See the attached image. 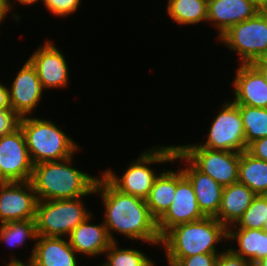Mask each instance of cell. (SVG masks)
Wrapping results in <instances>:
<instances>
[{"label":"cell","mask_w":267,"mask_h":266,"mask_svg":"<svg viewBox=\"0 0 267 266\" xmlns=\"http://www.w3.org/2000/svg\"><path fill=\"white\" fill-rule=\"evenodd\" d=\"M94 191L103 203L104 215L101 219L112 242L119 241L114 236L118 234L129 241L160 247L157 220L151 215L144 199L120 192L102 175L98 176Z\"/></svg>","instance_id":"cell-1"},{"label":"cell","mask_w":267,"mask_h":266,"mask_svg":"<svg viewBox=\"0 0 267 266\" xmlns=\"http://www.w3.org/2000/svg\"><path fill=\"white\" fill-rule=\"evenodd\" d=\"M74 158L75 155L34 165L30 182L38 201L95 196L97 175L75 168Z\"/></svg>","instance_id":"cell-2"},{"label":"cell","mask_w":267,"mask_h":266,"mask_svg":"<svg viewBox=\"0 0 267 266\" xmlns=\"http://www.w3.org/2000/svg\"><path fill=\"white\" fill-rule=\"evenodd\" d=\"M227 246V228L215 217L178 224L162 237L160 248L164 250L166 264L174 266L181 258L205 253H222L217 246Z\"/></svg>","instance_id":"cell-3"},{"label":"cell","mask_w":267,"mask_h":266,"mask_svg":"<svg viewBox=\"0 0 267 266\" xmlns=\"http://www.w3.org/2000/svg\"><path fill=\"white\" fill-rule=\"evenodd\" d=\"M176 148V145L165 144H157L151 148H145L139 156L137 155V158L128 163L122 175H117L111 167L103 169L99 175H102L120 192L145 200L149 195L154 180L161 172L160 170L158 173L156 166H153L173 163Z\"/></svg>","instance_id":"cell-4"},{"label":"cell","mask_w":267,"mask_h":266,"mask_svg":"<svg viewBox=\"0 0 267 266\" xmlns=\"http://www.w3.org/2000/svg\"><path fill=\"white\" fill-rule=\"evenodd\" d=\"M32 163L59 161L81 152V146L51 119L21 117L20 125ZM81 150V151H80Z\"/></svg>","instance_id":"cell-5"},{"label":"cell","mask_w":267,"mask_h":266,"mask_svg":"<svg viewBox=\"0 0 267 266\" xmlns=\"http://www.w3.org/2000/svg\"><path fill=\"white\" fill-rule=\"evenodd\" d=\"M85 199L86 196L38 201L35 216L37 235L67 238L78 224L93 214Z\"/></svg>","instance_id":"cell-6"},{"label":"cell","mask_w":267,"mask_h":266,"mask_svg":"<svg viewBox=\"0 0 267 266\" xmlns=\"http://www.w3.org/2000/svg\"><path fill=\"white\" fill-rule=\"evenodd\" d=\"M217 41L239 57L238 64L266 59V15L260 10L254 17L231 26Z\"/></svg>","instance_id":"cell-7"},{"label":"cell","mask_w":267,"mask_h":266,"mask_svg":"<svg viewBox=\"0 0 267 266\" xmlns=\"http://www.w3.org/2000/svg\"><path fill=\"white\" fill-rule=\"evenodd\" d=\"M217 114L212 118L204 141L197 142L201 147L213 150L244 152L247 150L242 116L231 99L222 101ZM202 142V143H201Z\"/></svg>","instance_id":"cell-8"},{"label":"cell","mask_w":267,"mask_h":266,"mask_svg":"<svg viewBox=\"0 0 267 266\" xmlns=\"http://www.w3.org/2000/svg\"><path fill=\"white\" fill-rule=\"evenodd\" d=\"M176 147L199 171L223 187L238 182L240 152L204 148L197 141L178 144Z\"/></svg>","instance_id":"cell-9"},{"label":"cell","mask_w":267,"mask_h":266,"mask_svg":"<svg viewBox=\"0 0 267 266\" xmlns=\"http://www.w3.org/2000/svg\"><path fill=\"white\" fill-rule=\"evenodd\" d=\"M33 167L20 127L0 137V182H28Z\"/></svg>","instance_id":"cell-10"},{"label":"cell","mask_w":267,"mask_h":266,"mask_svg":"<svg viewBox=\"0 0 267 266\" xmlns=\"http://www.w3.org/2000/svg\"><path fill=\"white\" fill-rule=\"evenodd\" d=\"M39 45L27 60L35 68L43 87L46 91L67 88L71 72L69 73V62L63 55V50L60 51L51 39H46Z\"/></svg>","instance_id":"cell-11"},{"label":"cell","mask_w":267,"mask_h":266,"mask_svg":"<svg viewBox=\"0 0 267 266\" xmlns=\"http://www.w3.org/2000/svg\"><path fill=\"white\" fill-rule=\"evenodd\" d=\"M206 217L197 203L194 188L181 168L176 169V191L172 204L157 220V229L162 237L170 228L197 221Z\"/></svg>","instance_id":"cell-12"},{"label":"cell","mask_w":267,"mask_h":266,"mask_svg":"<svg viewBox=\"0 0 267 266\" xmlns=\"http://www.w3.org/2000/svg\"><path fill=\"white\" fill-rule=\"evenodd\" d=\"M13 78V82L8 86L11 109L20 117L36 115V108L44 100L43 96L47 91L40 82L35 68L25 60Z\"/></svg>","instance_id":"cell-13"},{"label":"cell","mask_w":267,"mask_h":266,"mask_svg":"<svg viewBox=\"0 0 267 266\" xmlns=\"http://www.w3.org/2000/svg\"><path fill=\"white\" fill-rule=\"evenodd\" d=\"M38 199L28 182H0V224L33 220Z\"/></svg>","instance_id":"cell-14"},{"label":"cell","mask_w":267,"mask_h":266,"mask_svg":"<svg viewBox=\"0 0 267 266\" xmlns=\"http://www.w3.org/2000/svg\"><path fill=\"white\" fill-rule=\"evenodd\" d=\"M180 162L183 174L191 182L197 203L206 217H215L219 211L223 186L209 175L199 171L177 148L173 156V163ZM182 161V162H181ZM184 162V163H183ZM184 164V168L182 165Z\"/></svg>","instance_id":"cell-15"},{"label":"cell","mask_w":267,"mask_h":266,"mask_svg":"<svg viewBox=\"0 0 267 266\" xmlns=\"http://www.w3.org/2000/svg\"><path fill=\"white\" fill-rule=\"evenodd\" d=\"M261 7L253 0H208L207 22L218 40L231 26L254 17Z\"/></svg>","instance_id":"cell-16"},{"label":"cell","mask_w":267,"mask_h":266,"mask_svg":"<svg viewBox=\"0 0 267 266\" xmlns=\"http://www.w3.org/2000/svg\"><path fill=\"white\" fill-rule=\"evenodd\" d=\"M231 82L233 102L258 108H267V83L251 64H238Z\"/></svg>","instance_id":"cell-17"},{"label":"cell","mask_w":267,"mask_h":266,"mask_svg":"<svg viewBox=\"0 0 267 266\" xmlns=\"http://www.w3.org/2000/svg\"><path fill=\"white\" fill-rule=\"evenodd\" d=\"M97 218L94 213L85 221L78 224L67 237L70 246L81 257L86 258L103 257L105 251L112 243L105 224L101 221L98 224L93 223V219ZM93 223V224H92Z\"/></svg>","instance_id":"cell-18"},{"label":"cell","mask_w":267,"mask_h":266,"mask_svg":"<svg viewBox=\"0 0 267 266\" xmlns=\"http://www.w3.org/2000/svg\"><path fill=\"white\" fill-rule=\"evenodd\" d=\"M26 261L34 266H80L79 255L68 238L37 236Z\"/></svg>","instance_id":"cell-19"},{"label":"cell","mask_w":267,"mask_h":266,"mask_svg":"<svg viewBox=\"0 0 267 266\" xmlns=\"http://www.w3.org/2000/svg\"><path fill=\"white\" fill-rule=\"evenodd\" d=\"M227 243L234 255L250 261L252 265L267 256V231L264 229H227Z\"/></svg>","instance_id":"cell-20"},{"label":"cell","mask_w":267,"mask_h":266,"mask_svg":"<svg viewBox=\"0 0 267 266\" xmlns=\"http://www.w3.org/2000/svg\"><path fill=\"white\" fill-rule=\"evenodd\" d=\"M256 194L245 184L236 182L225 186L215 218L226 228L235 225L248 209Z\"/></svg>","instance_id":"cell-21"},{"label":"cell","mask_w":267,"mask_h":266,"mask_svg":"<svg viewBox=\"0 0 267 266\" xmlns=\"http://www.w3.org/2000/svg\"><path fill=\"white\" fill-rule=\"evenodd\" d=\"M176 191V168L160 172L145 199L151 215L158 220L172 204Z\"/></svg>","instance_id":"cell-22"},{"label":"cell","mask_w":267,"mask_h":266,"mask_svg":"<svg viewBox=\"0 0 267 266\" xmlns=\"http://www.w3.org/2000/svg\"><path fill=\"white\" fill-rule=\"evenodd\" d=\"M238 182L245 184L256 195H267V162L247 150L241 152Z\"/></svg>","instance_id":"cell-23"},{"label":"cell","mask_w":267,"mask_h":266,"mask_svg":"<svg viewBox=\"0 0 267 266\" xmlns=\"http://www.w3.org/2000/svg\"><path fill=\"white\" fill-rule=\"evenodd\" d=\"M208 0H168L167 16L176 25L189 26L207 23Z\"/></svg>","instance_id":"cell-24"},{"label":"cell","mask_w":267,"mask_h":266,"mask_svg":"<svg viewBox=\"0 0 267 266\" xmlns=\"http://www.w3.org/2000/svg\"><path fill=\"white\" fill-rule=\"evenodd\" d=\"M103 256L105 260L100 261L99 266H157L156 261H153L143 249L127 246L122 248L118 241L112 242Z\"/></svg>","instance_id":"cell-25"},{"label":"cell","mask_w":267,"mask_h":266,"mask_svg":"<svg viewBox=\"0 0 267 266\" xmlns=\"http://www.w3.org/2000/svg\"><path fill=\"white\" fill-rule=\"evenodd\" d=\"M37 236L35 219L0 224V244H6L4 248L7 246L10 250L26 247L28 240L35 243Z\"/></svg>","instance_id":"cell-26"},{"label":"cell","mask_w":267,"mask_h":266,"mask_svg":"<svg viewBox=\"0 0 267 266\" xmlns=\"http://www.w3.org/2000/svg\"><path fill=\"white\" fill-rule=\"evenodd\" d=\"M242 116L246 146L267 137V108L237 105Z\"/></svg>","instance_id":"cell-27"},{"label":"cell","mask_w":267,"mask_h":266,"mask_svg":"<svg viewBox=\"0 0 267 266\" xmlns=\"http://www.w3.org/2000/svg\"><path fill=\"white\" fill-rule=\"evenodd\" d=\"M267 219V195H256L235 225L227 229H264Z\"/></svg>","instance_id":"cell-28"},{"label":"cell","mask_w":267,"mask_h":266,"mask_svg":"<svg viewBox=\"0 0 267 266\" xmlns=\"http://www.w3.org/2000/svg\"><path fill=\"white\" fill-rule=\"evenodd\" d=\"M82 0H43L42 5L55 17L64 19L76 13Z\"/></svg>","instance_id":"cell-29"},{"label":"cell","mask_w":267,"mask_h":266,"mask_svg":"<svg viewBox=\"0 0 267 266\" xmlns=\"http://www.w3.org/2000/svg\"><path fill=\"white\" fill-rule=\"evenodd\" d=\"M21 117L12 109L0 110V137L19 128Z\"/></svg>","instance_id":"cell-30"},{"label":"cell","mask_w":267,"mask_h":266,"mask_svg":"<svg viewBox=\"0 0 267 266\" xmlns=\"http://www.w3.org/2000/svg\"><path fill=\"white\" fill-rule=\"evenodd\" d=\"M220 253L197 254L181 258L174 266H216Z\"/></svg>","instance_id":"cell-31"},{"label":"cell","mask_w":267,"mask_h":266,"mask_svg":"<svg viewBox=\"0 0 267 266\" xmlns=\"http://www.w3.org/2000/svg\"><path fill=\"white\" fill-rule=\"evenodd\" d=\"M216 266H253L250 261L234 255L228 247L218 255Z\"/></svg>","instance_id":"cell-32"},{"label":"cell","mask_w":267,"mask_h":266,"mask_svg":"<svg viewBox=\"0 0 267 266\" xmlns=\"http://www.w3.org/2000/svg\"><path fill=\"white\" fill-rule=\"evenodd\" d=\"M247 151L254 157L267 162V137L252 142Z\"/></svg>","instance_id":"cell-33"},{"label":"cell","mask_w":267,"mask_h":266,"mask_svg":"<svg viewBox=\"0 0 267 266\" xmlns=\"http://www.w3.org/2000/svg\"><path fill=\"white\" fill-rule=\"evenodd\" d=\"M43 0H6V5H7V10L8 12L11 14L12 16V19L16 20L15 22L18 24V22H20L21 20V15L20 13L18 12L17 14L16 13H13L12 10H16L13 6L17 4L21 5V6H34L35 4L38 5L39 3L42 4ZM13 13H11V12Z\"/></svg>","instance_id":"cell-34"},{"label":"cell","mask_w":267,"mask_h":266,"mask_svg":"<svg viewBox=\"0 0 267 266\" xmlns=\"http://www.w3.org/2000/svg\"><path fill=\"white\" fill-rule=\"evenodd\" d=\"M8 86L0 80V110L11 109Z\"/></svg>","instance_id":"cell-35"},{"label":"cell","mask_w":267,"mask_h":266,"mask_svg":"<svg viewBox=\"0 0 267 266\" xmlns=\"http://www.w3.org/2000/svg\"><path fill=\"white\" fill-rule=\"evenodd\" d=\"M251 65L262 75L263 79L267 83V58L256 60Z\"/></svg>","instance_id":"cell-36"},{"label":"cell","mask_w":267,"mask_h":266,"mask_svg":"<svg viewBox=\"0 0 267 266\" xmlns=\"http://www.w3.org/2000/svg\"><path fill=\"white\" fill-rule=\"evenodd\" d=\"M6 262V264L4 263L5 266H34L30 261H22V259L20 260L19 257L17 258L15 256V254H11L9 257V261L7 260Z\"/></svg>","instance_id":"cell-37"},{"label":"cell","mask_w":267,"mask_h":266,"mask_svg":"<svg viewBox=\"0 0 267 266\" xmlns=\"http://www.w3.org/2000/svg\"><path fill=\"white\" fill-rule=\"evenodd\" d=\"M10 15L7 10L6 0H0V26L4 22V19H6Z\"/></svg>","instance_id":"cell-38"},{"label":"cell","mask_w":267,"mask_h":266,"mask_svg":"<svg viewBox=\"0 0 267 266\" xmlns=\"http://www.w3.org/2000/svg\"><path fill=\"white\" fill-rule=\"evenodd\" d=\"M253 266H267V256L256 262Z\"/></svg>","instance_id":"cell-39"},{"label":"cell","mask_w":267,"mask_h":266,"mask_svg":"<svg viewBox=\"0 0 267 266\" xmlns=\"http://www.w3.org/2000/svg\"><path fill=\"white\" fill-rule=\"evenodd\" d=\"M257 5H259L260 7H263L265 5H267V0H253Z\"/></svg>","instance_id":"cell-40"},{"label":"cell","mask_w":267,"mask_h":266,"mask_svg":"<svg viewBox=\"0 0 267 266\" xmlns=\"http://www.w3.org/2000/svg\"><path fill=\"white\" fill-rule=\"evenodd\" d=\"M261 11L266 15L267 17V5L261 7Z\"/></svg>","instance_id":"cell-41"},{"label":"cell","mask_w":267,"mask_h":266,"mask_svg":"<svg viewBox=\"0 0 267 266\" xmlns=\"http://www.w3.org/2000/svg\"><path fill=\"white\" fill-rule=\"evenodd\" d=\"M264 230L267 231V219H266V222H265V225H264Z\"/></svg>","instance_id":"cell-42"}]
</instances>
